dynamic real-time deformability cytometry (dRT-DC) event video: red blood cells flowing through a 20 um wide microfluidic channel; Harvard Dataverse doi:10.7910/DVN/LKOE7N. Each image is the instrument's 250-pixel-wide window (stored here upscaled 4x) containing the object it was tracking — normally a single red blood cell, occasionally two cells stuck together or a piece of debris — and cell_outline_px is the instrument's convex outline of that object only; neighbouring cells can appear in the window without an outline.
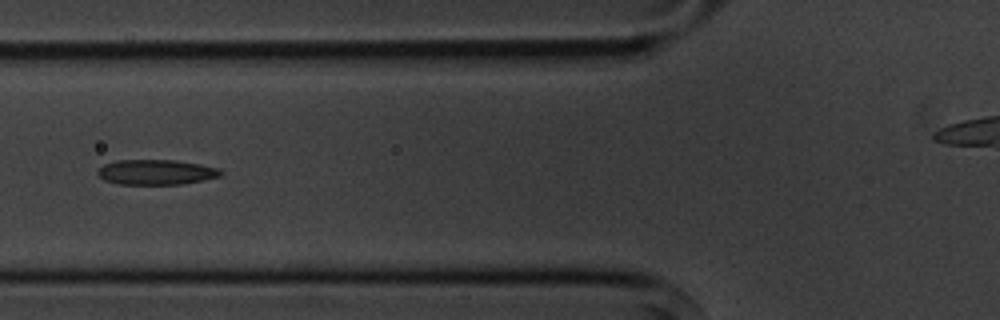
{"species": "common noctule bat (a hibernating species)", "species_latin": "Nyctalus noctula", "temperature_condition": "cold", "stored_images_in_passage": 6, "camera_frame_rate_fps": 3000, "um_per_image_px": 0.085, "animal": {"sex": "male", "body_mass_g": 20.1, "forearm_length_mm": 53.5}, "frame": {"image": 1, "passage_image": 6, "time_ms": 5.667, "image_size_px": [1000, 320], "cell_outline_px": [[224, 172], [220, 176], [180, 184], [116, 184], [104, 180], [96, 172], [104, 164], [116, 160], [176, 160], [200, 164], [220, 168]], "centroid_in_image_um": [13.26, 14.62], "position_along_channel_um": 112.5, "area_um2": 17.98}}